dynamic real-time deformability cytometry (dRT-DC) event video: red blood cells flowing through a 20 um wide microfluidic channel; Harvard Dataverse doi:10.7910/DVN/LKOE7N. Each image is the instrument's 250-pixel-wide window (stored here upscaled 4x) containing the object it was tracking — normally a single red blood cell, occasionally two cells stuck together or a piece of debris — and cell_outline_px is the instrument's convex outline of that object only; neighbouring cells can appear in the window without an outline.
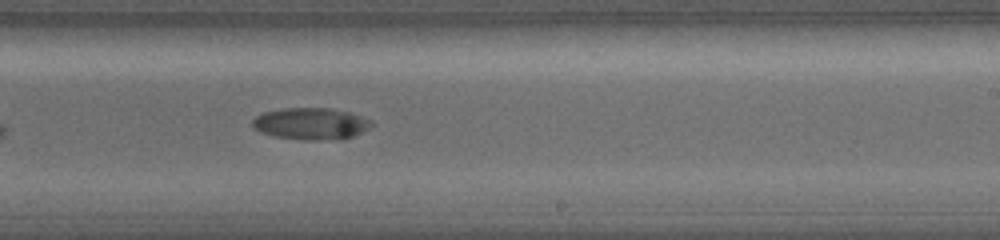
{"species": "common noctule bat (a hibernating species)", "species_latin": "Nyctalus noctula", "temperature_condition": "warm", "stored_images_in_passage": 38, "camera_frame_rate_fps": 5000, "um_per_image_px": 0.085, "animal": {"sex": "female", "body_mass_g": 19.0, "forearm_length_mm": 56.7}, "frame": {"image": 1, "passage_image": 18, "time_ms": 3.8, "image_size_px": [1000, 240], "cell_outline_px": [[376, 124], [352, 136], [340, 140], [308, 140], [272, 136], [260, 132], [252, 124], [252, 120], [256, 116], [264, 112], [284, 108], [332, 108], [348, 112], [372, 120]], "centroid_in_image_um": [26.44, 10.51], "position_along_channel_um": 262.6, "area_um2": 22.08}}
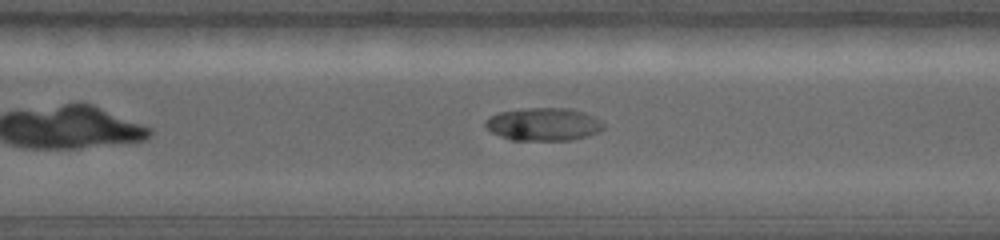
{"frame": {"image": 2, "passage_image": 23, "time_ms": 4.8, "image_size_px": [1000, 240], "cell_outline_px": [[604, 128], [600, 132], [588, 136], [572, 140], [512, 140], [500, 136], [492, 132], [484, 124], [484, 120], [488, 116], [500, 112], [524, 108], [568, 108], [584, 112], [596, 116], [604, 120]], "centroid_in_image_um": [46.25, 10.56], "position_along_channel_um": 324.4, "area_um2": 23.0}}
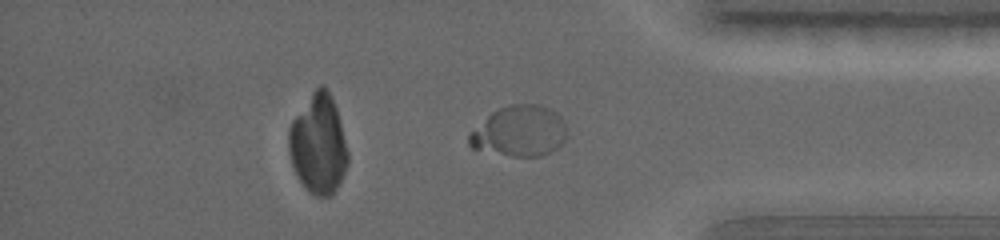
{"frame": {"image": 3, "passage_image": 29, "time_ms": 6.0, "image_size_px": [1000, 240], "cell_outline_px": [[568, 136], [552, 152], [540, 156], [512, 156], [472, 148], [468, 144], [468, 132], [492, 112], [500, 108], [512, 104], [540, 104], [556, 112], [564, 120], [568, 132]], "centroid_in_image_um": [44.17, 11.14], "position_along_channel_um": 391.0, "area_um2": 29.13}}